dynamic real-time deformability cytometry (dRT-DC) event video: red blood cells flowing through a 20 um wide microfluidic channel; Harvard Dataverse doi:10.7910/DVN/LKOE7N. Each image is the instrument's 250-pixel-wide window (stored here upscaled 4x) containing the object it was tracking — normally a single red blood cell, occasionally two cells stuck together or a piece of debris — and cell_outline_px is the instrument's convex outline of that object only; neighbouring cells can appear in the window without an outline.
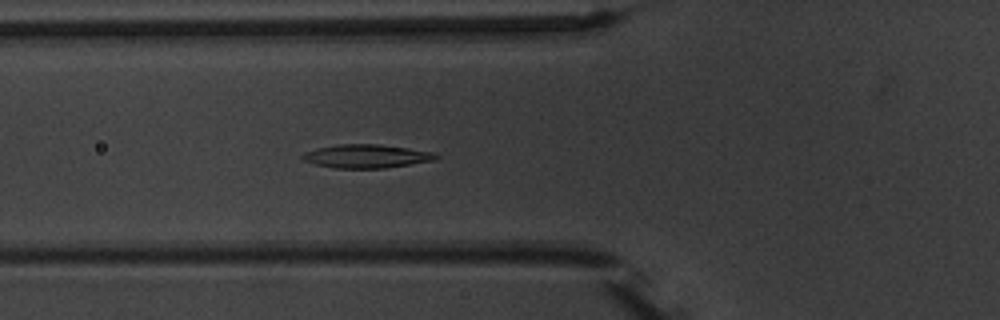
{"species": "common noctule bat (a hibernating species)", "species_latin": "Nyctalus noctula", "temperature_condition": "warm", "stored_images_in_passage": 5, "camera_frame_rate_fps": 3000, "um_per_image_px": 0.085, "animal": {"sex": "male", "body_mass_g": 20.1, "forearm_length_mm": 53.5}, "frame": {"image": 1, "passage_image": 5, "time_ms": 4.667, "image_size_px": [1000, 320], "cell_outline_px": [[440, 156], [436, 160], [384, 168], [336, 168], [316, 164], [304, 160], [300, 156], [304, 152], [316, 148], [340, 144], [380, 144], [436, 152]], "centroid_in_image_um": [31.19, 13.27], "position_along_channel_um": 94.6, "area_um2": 18.32}}